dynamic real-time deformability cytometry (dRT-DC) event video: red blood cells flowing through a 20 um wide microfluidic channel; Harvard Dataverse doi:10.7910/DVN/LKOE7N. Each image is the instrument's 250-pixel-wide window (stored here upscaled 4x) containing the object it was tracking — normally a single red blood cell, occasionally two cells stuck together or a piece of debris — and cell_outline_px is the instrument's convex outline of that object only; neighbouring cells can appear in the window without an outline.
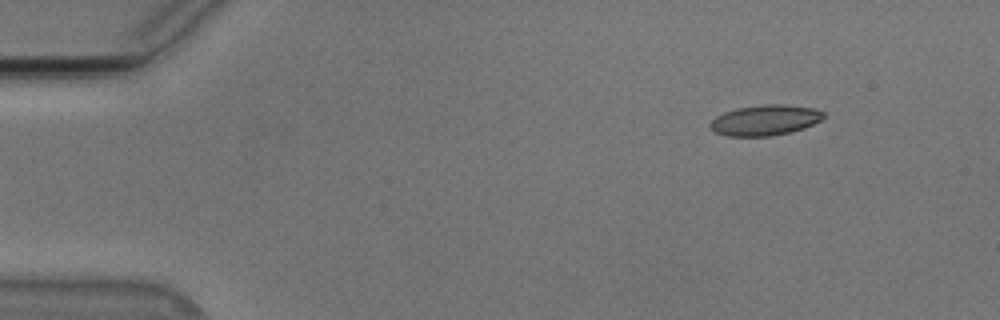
{"species": "Egyptian fruit bat (a non-hibernating species)", "species_latin": "Rousettus aegyptiacus", "temperature_condition": "cold", "stored_images_in_passage": 49, "camera_frame_rate_fps": 3000, "um_per_image_px": 0.085, "animal": {"sex": "male"}, "frame": {"image": 1, "passage_image": 1, "time_ms": 0.0, "image_size_px": [1000, 320], "cell_outline_px": [[824, 116], [820, 120], [804, 128], [772, 136], [728, 136], [716, 132], [708, 124], [716, 116], [724, 112], [736, 108], [764, 104], [784, 104], [812, 108], [824, 112]], "centroid_in_image_um": [65.01, 10.21], "position_along_channel_um": 20.0, "area_um2": 20.0}}
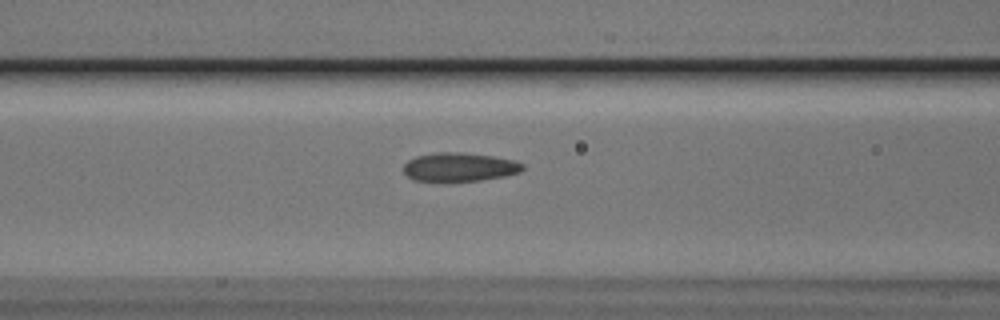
{"frame": {"image": 2, "passage_image": 17, "time_ms": 5.333, "image_size_px": [1000, 320], "cell_outline_px": [[524, 168], [520, 172], [504, 176], [480, 180], [412, 180], [404, 172], [404, 164], [408, 160], [416, 156], [436, 152], [460, 152], [492, 156], [516, 160], [524, 164]], "centroid_in_image_um": [39.07, 14.18], "position_along_channel_um": 127.5, "area_um2": 19.71}}
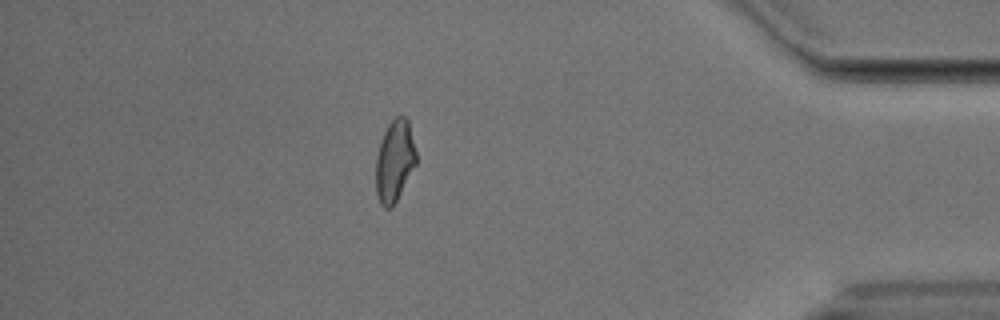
{"frame": {"image": 3, "passage_image": 42, "time_ms": 13.667, "image_size_px": [1000, 320], "cell_outline_px": [[416, 164], [392, 208], [384, 208], [380, 204], [376, 192], [376, 156], [384, 132], [388, 124], [396, 116], [404, 116], [408, 120], [416, 152]], "centroid_in_image_um": [33.53, 13.69], "position_along_channel_um": 401.7, "area_um2": 19.02}, "authors_computed_cell_mechanics": {"area_um2": 19.7098, "velocity_mm_per_s": 3.7764, "shape_relaxation_time_tau1_ms": 5.0479, "shape_relaxation_time_tau2_ms": 1.3368, "deformation_change_tau1": 0.1558, "deformation_change_tau2": 0.0933}}